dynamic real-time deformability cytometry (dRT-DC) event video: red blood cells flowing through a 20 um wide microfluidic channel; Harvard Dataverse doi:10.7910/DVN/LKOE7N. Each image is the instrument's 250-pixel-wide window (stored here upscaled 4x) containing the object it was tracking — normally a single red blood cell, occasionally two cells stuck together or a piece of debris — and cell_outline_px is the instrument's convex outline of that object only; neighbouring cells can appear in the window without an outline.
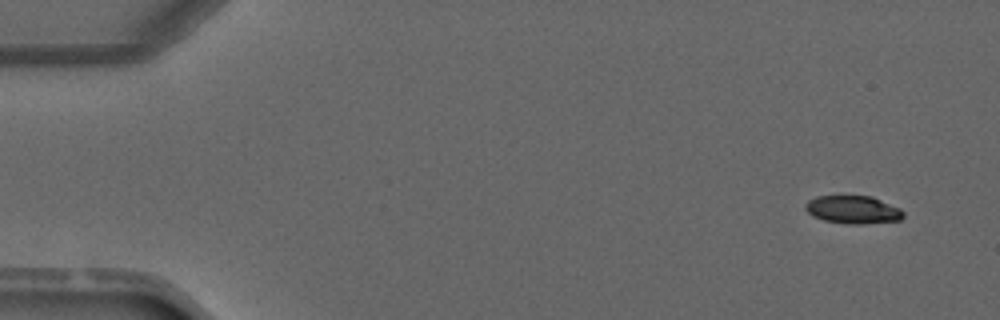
{"species": "common noctule bat (a hibernating species)", "species_latin": "Nyctalus noctula", "temperature_condition": "warm", "stored_images_in_passage": 3, "camera_frame_rate_fps": 3000, "um_per_image_px": 0.085, "animal": {"sex": "male", "forearm_length_mm": 52.5}, "frame": {"image": 1, "passage_image": 1, "time_ms": 0.0, "image_size_px": [1000, 320], "cell_outline_px": [[904, 216], [900, 220], [856, 224], [848, 224], [824, 220], [812, 216], [804, 208], [804, 204], [808, 200], [816, 196], [872, 196], [900, 208], [904, 212]], "centroid_in_image_um": [72.48, 17.81], "position_along_channel_um": 12.5, "area_um2": 15.95}}